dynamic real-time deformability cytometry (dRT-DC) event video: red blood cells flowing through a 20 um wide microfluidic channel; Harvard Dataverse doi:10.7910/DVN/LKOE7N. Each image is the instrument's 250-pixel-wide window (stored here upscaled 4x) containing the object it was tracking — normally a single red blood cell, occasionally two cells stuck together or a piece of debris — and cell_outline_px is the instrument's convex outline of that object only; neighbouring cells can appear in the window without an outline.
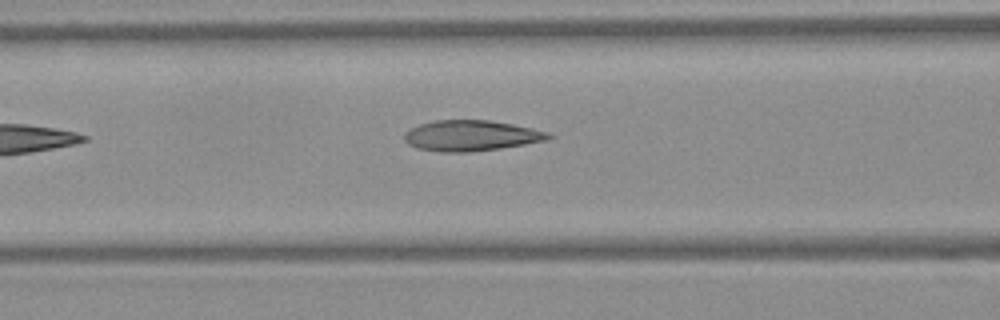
{"species": "Egyptian fruit bat (a non-hibernating species)", "species_latin": "Rousettus aegyptiacus", "temperature_condition": "warm", "stored_images_in_passage": 6, "camera_frame_rate_fps": 3000, "um_per_image_px": 0.085, "frame": {"image": 1, "passage_image": 6, "time_ms": 1.667, "image_size_px": [1000, 320], "cell_outline_px": [[552, 136], [548, 140], [500, 148], [468, 152], [440, 152], [416, 148], [408, 144], [404, 140], [404, 132], [420, 124], [436, 120], [488, 120], [512, 124], [532, 128], [548, 132]], "centroid_in_image_um": [40.02, 11.53], "position_along_channel_um": 126.6, "area_um2": 25.66}}